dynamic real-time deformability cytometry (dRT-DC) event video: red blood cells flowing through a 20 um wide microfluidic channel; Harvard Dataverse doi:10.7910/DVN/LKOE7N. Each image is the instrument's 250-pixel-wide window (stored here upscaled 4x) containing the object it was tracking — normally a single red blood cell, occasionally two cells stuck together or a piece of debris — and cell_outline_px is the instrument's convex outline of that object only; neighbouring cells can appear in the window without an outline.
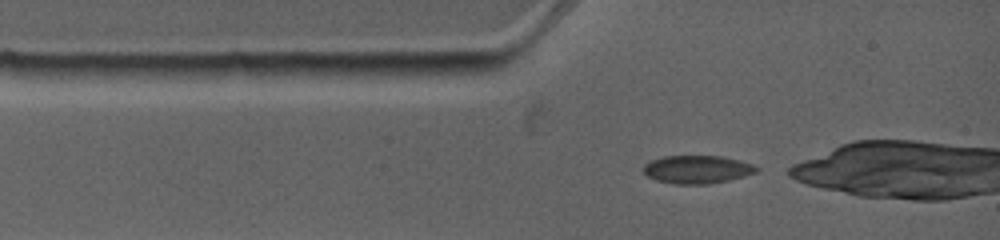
{"species": "common noctule bat (a hibernating species)", "species_latin": "Nyctalus noctula", "temperature_condition": "warm", "stored_images_in_passage": 2, "camera_frame_rate_fps": 4500, "um_per_image_px": 0.085, "animal": {"sex": "female", "body_mass_g": 19.0, "forearm_length_mm": 53.3}, "frame": {"image": 1, "passage_image": 1, "time_ms": 0.0, "image_size_px": [1000, 240], "cell_outline_px": [[760, 168], [756, 172], [744, 176], [728, 180], [708, 184], [676, 184], [656, 180], [648, 176], [644, 172], [644, 164], [652, 160], [664, 156], [724, 156], [740, 160], [752, 164]], "centroid_in_image_um": [59.28, 14.39], "position_along_channel_um": 25.7, "area_um2": 18.44}}